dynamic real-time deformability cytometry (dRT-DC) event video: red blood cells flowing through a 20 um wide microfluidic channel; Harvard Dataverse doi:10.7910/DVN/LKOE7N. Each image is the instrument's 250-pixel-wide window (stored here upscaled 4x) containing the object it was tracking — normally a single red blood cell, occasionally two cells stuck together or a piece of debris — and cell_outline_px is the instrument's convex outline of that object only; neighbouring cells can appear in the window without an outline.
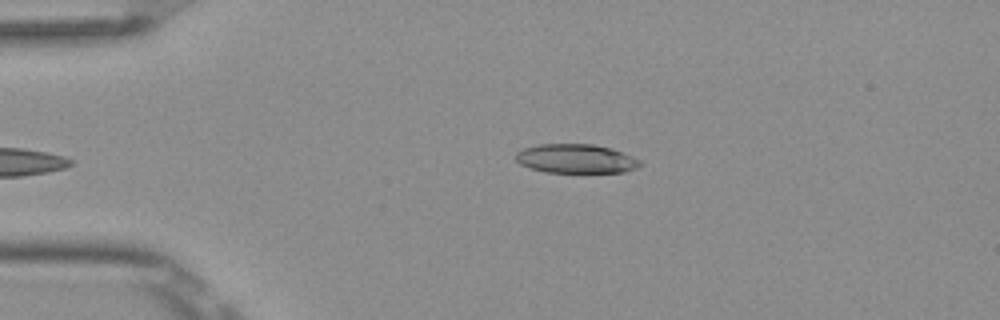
{"species": "Egyptian fruit bat (a non-hibernating species)", "species_latin": "Rousettus aegyptiacus", "temperature_condition": "room temperature", "stored_images_in_passage": 4, "camera_frame_rate_fps": 3000, "um_per_image_px": 0.085, "frame": {"image": 1, "passage_image": 4, "time_ms": 1.0, "image_size_px": [1000, 320], "cell_outline_px": [[644, 164], [636, 168], [624, 172], [544, 172], [528, 168], [520, 164], [516, 160], [516, 152], [524, 148], [540, 144], [592, 144], [608, 148], [632, 156], [640, 160]], "centroid_in_image_um": [48.93, 13.49], "position_along_channel_um": 36.1, "area_um2": 20.98}}